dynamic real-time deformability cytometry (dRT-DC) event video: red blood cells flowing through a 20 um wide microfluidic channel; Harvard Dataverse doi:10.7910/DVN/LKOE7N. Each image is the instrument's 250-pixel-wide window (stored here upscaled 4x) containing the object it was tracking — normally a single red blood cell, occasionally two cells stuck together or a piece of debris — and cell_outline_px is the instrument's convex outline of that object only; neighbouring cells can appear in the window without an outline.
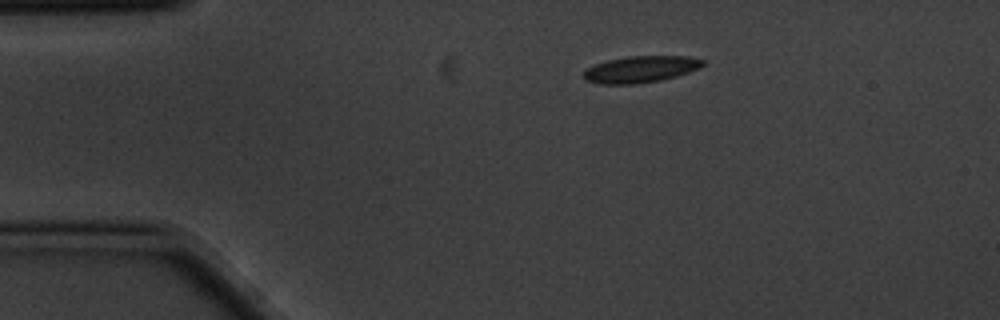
{"species": "common noctule bat (a hibernating species)", "species_latin": "Nyctalus noctula", "temperature_condition": "cold", "stored_images_in_passage": 4, "camera_frame_rate_fps": 3000, "um_per_image_px": 0.085, "animal": {"sex": "male", "body_mass_g": 20.1, "forearm_length_mm": 53.5}, "frame": {"image": 1, "passage_image": 1, "time_ms": 0.0, "image_size_px": [1000, 320], "cell_outline_px": [[708, 60], [700, 68], [676, 76], [660, 80], [632, 84], [596, 84], [584, 80], [584, 72], [588, 68], [596, 64], [608, 60], [628, 56], [688, 56]], "centroid_in_image_um": [54.48, 5.88], "position_along_channel_um": 30.5, "area_um2": 18.5}}
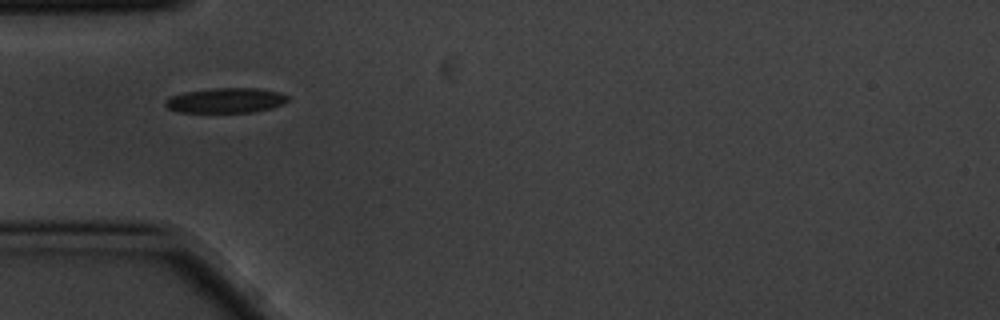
{"frame": {"image": 2, "passage_image": 3, "time_ms": 0.667, "image_size_px": [1000, 320], "cell_outline_px": [[288, 100], [284, 104], [272, 108], [252, 112], [176, 112], [168, 108], [164, 104], [164, 100], [172, 96], [184, 92], [212, 88], [260, 88], [280, 92], [288, 96]], "centroid_in_image_um": [19.21, 8.53], "position_along_channel_um": 65.8, "area_um2": 17.98}}